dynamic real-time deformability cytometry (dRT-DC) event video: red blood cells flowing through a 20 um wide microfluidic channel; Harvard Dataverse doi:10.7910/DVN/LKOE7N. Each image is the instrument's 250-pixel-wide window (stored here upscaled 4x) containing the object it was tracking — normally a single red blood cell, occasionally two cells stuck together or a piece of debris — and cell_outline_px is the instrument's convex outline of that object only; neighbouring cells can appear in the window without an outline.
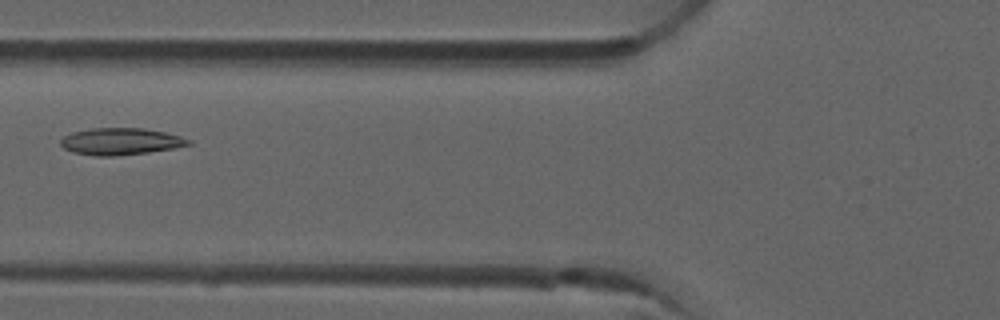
{"species": "common noctule bat (a hibernating species)", "species_latin": "Nyctalus noctula", "temperature_condition": "room temperature", "stored_images_in_passage": 6, "camera_frame_rate_fps": 3000, "um_per_image_px": 0.085, "animal": {"sex": "male", "forearm_length_mm": 52.5}, "frame": {"image": 1, "passage_image": 5, "time_ms": 1.333, "image_size_px": [1000, 320], "cell_outline_px": [[192, 144], [172, 148], [148, 152], [112, 156], [96, 156], [72, 152], [64, 148], [60, 144], [60, 140], [64, 136], [72, 132], [92, 128], [144, 128], [164, 132], [180, 136], [192, 140]], "centroid_in_image_um": [10.24, 12.02], "position_along_channel_um": 115.6, "area_um2": 19.94}}
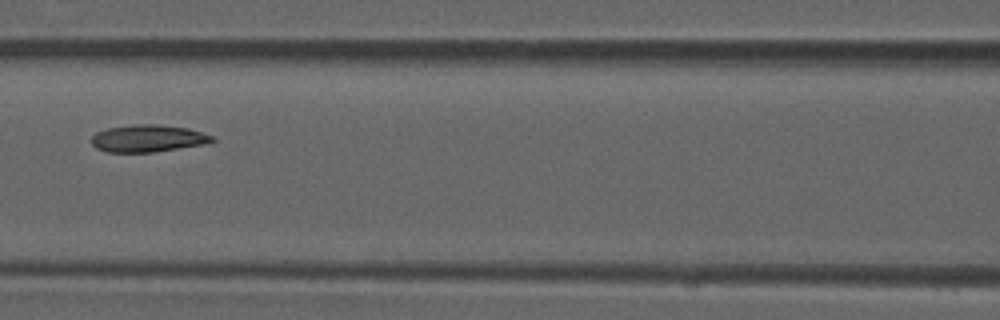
{"frame": {"image": 2, "passage_image": 6, "time_ms": 1.667, "image_size_px": [1000, 320], "cell_outline_px": [[216, 140], [208, 144], [152, 152], [108, 152], [96, 148], [92, 144], [92, 136], [96, 132], [108, 128], [132, 124], [156, 124], [188, 128], [216, 136]], "centroid_in_image_um": [12.63, 11.76], "position_along_channel_um": 154.0, "area_um2": 19.31}}